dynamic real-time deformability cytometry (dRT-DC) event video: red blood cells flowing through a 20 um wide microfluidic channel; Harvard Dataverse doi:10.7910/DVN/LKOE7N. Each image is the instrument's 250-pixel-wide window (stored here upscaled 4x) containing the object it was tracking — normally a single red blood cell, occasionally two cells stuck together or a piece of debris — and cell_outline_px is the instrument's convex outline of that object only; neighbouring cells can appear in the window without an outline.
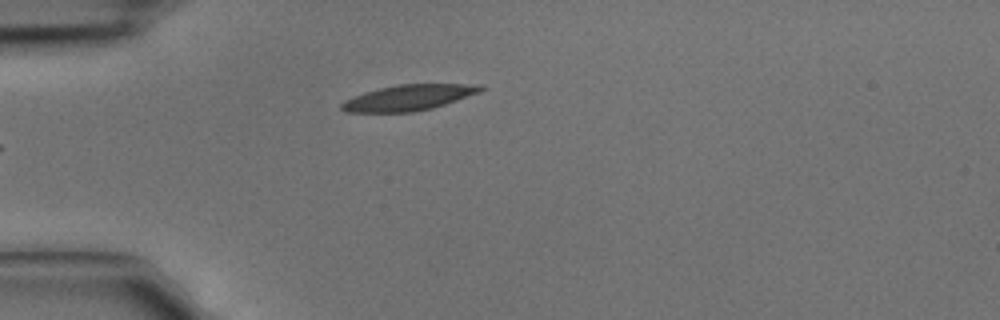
{"species": "common noctule bat (a hibernating species)", "species_latin": "Nyctalus noctula", "temperature_condition": "cold", "stored_images_in_passage": 3, "camera_frame_rate_fps": 3000, "um_per_image_px": 0.085, "animal": {"sex": "male", "body_mass_g": 15.6}, "frame": {"image": 1, "passage_image": 3, "time_ms": 0.667, "image_size_px": [1000, 320], "cell_outline_px": [[484, 88], [480, 92], [432, 108], [412, 112], [344, 112], [340, 108], [340, 104], [344, 100], [352, 96], [364, 92], [396, 84], [484, 84]], "centroid_in_image_um": [34.7, 8.29], "position_along_channel_um": 50.3, "area_um2": 20.87}}